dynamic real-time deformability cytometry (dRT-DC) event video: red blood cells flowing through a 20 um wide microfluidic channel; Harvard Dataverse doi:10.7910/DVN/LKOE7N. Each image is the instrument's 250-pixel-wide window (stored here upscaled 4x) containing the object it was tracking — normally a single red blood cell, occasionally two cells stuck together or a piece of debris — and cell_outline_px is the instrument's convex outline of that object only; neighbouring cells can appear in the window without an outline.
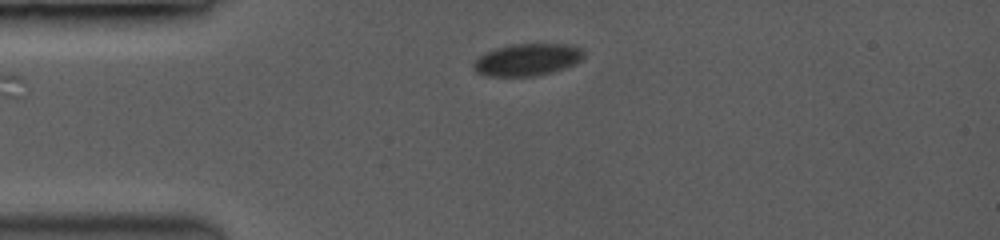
{"species": "common noctule bat (a hibernating species)", "species_latin": "Nyctalus noctula", "temperature_condition": "room temperature", "stored_images_in_passage": 2, "camera_frame_rate_fps": 3500, "um_per_image_px": 0.085, "animal": {"sex": "female", "body_mass_g": 19.0, "forearm_length_mm": 53.3}, "frame": {"image": 1, "passage_image": 2, "time_ms": 1.143, "image_size_px": [1000, 240], "cell_outline_px": [[580, 60], [572, 64], [548, 72], [532, 76], [492, 76], [476, 72], [472, 64], [480, 56], [496, 48], [512, 44], [564, 44], [580, 48]], "centroid_in_image_um": [44.73, 5.07], "position_along_channel_um": 40.3, "area_um2": 19.77}}